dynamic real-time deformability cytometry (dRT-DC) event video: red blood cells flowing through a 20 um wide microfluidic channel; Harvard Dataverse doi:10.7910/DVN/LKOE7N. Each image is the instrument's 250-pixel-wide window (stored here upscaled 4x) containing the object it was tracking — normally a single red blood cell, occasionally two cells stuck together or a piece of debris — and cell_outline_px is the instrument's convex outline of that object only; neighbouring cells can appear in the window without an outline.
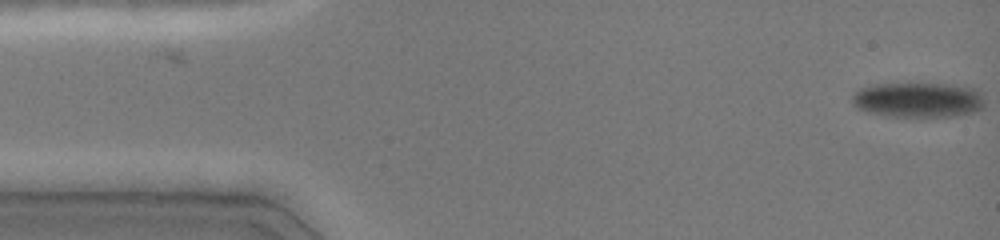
{"species": "common noctule bat (a hibernating species)", "species_latin": "Nyctalus noctula", "temperature_condition": "cold", "stored_images_in_passage": 3, "camera_frame_rate_fps": 3000, "um_per_image_px": 0.085, "animal": {"sex": "female", "body_mass_g": 19.0, "forearm_length_mm": 51.5}, "frame": {"image": 1, "passage_image": 3, "time_ms": 0.667, "image_size_px": [1000, 240], "cell_outline_px": [[984, 108], [976, 112], [956, 116], [884, 116], [868, 112], [856, 108], [852, 104], [852, 96], [860, 88], [872, 84], [952, 84], [976, 88], [980, 92], [984, 100]], "centroid_in_image_um": [78.06, 8.49], "position_along_channel_um": 6.9, "area_um2": 27.34}}